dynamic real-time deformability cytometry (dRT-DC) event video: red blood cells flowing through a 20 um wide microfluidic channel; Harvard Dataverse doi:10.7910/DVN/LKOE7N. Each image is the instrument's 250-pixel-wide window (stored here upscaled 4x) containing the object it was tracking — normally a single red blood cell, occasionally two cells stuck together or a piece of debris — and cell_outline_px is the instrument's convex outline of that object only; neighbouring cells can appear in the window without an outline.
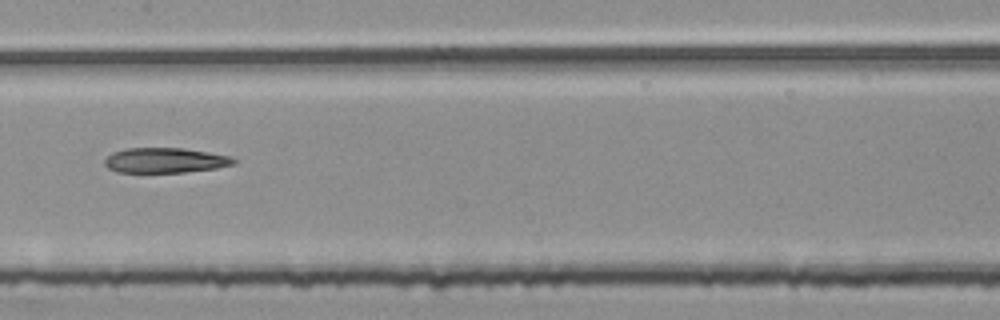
{"species": "common noctule bat (a hibernating species)", "species_latin": "Nyctalus noctula", "temperature_condition": "room temperature", "stored_images_in_passage": 55, "segment_of_instrument_passage": [2, 2], "camera_frame_rate_fps": 3000, "um_per_image_px": 0.085, "animal": {"sex": "female", "body_mass_g": 25.1}, "frame": {"image": 1, "passage_image": 27, "time_ms": 8.667, "image_size_px": [1000, 320], "cell_outline_px": [[236, 164], [216, 168], [184, 172], [116, 172], [108, 168], [104, 164], [104, 160], [112, 152], [124, 148], [184, 148], [208, 152], [228, 156], [236, 160]], "centroid_in_image_um": [14.01, 13.62], "position_along_channel_um": 193.4, "area_um2": 18.84}}
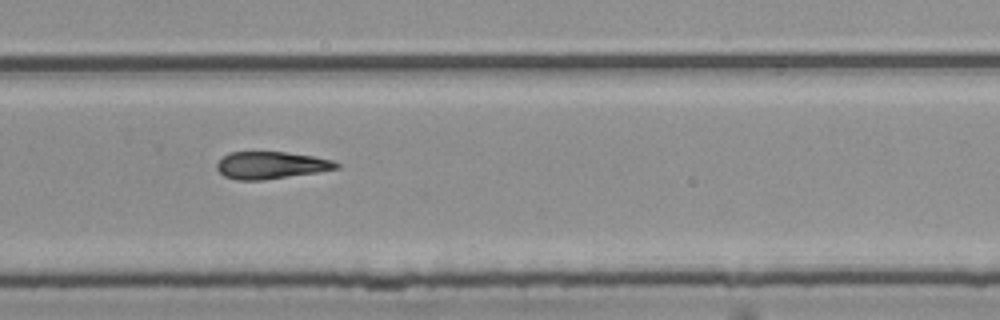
{"frame": {"image": 2, "passage_image": 36, "time_ms": 11.667, "image_size_px": [1000, 320], "cell_outline_px": [[340, 168], [316, 172], [264, 180], [236, 180], [224, 176], [216, 168], [216, 164], [228, 152], [288, 152], [312, 156], [332, 160], [340, 164]], "centroid_in_image_um": [23.02, 14.04], "position_along_channel_um": 306.8, "area_um2": 18.9}}
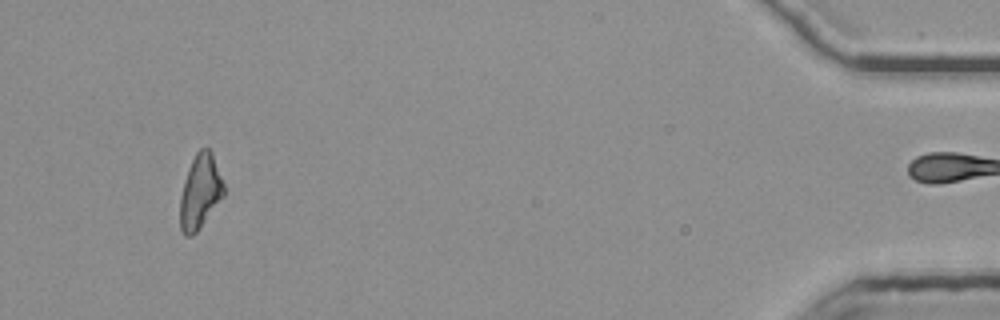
{"frame": {"image": 3, "passage_image": 51, "time_ms": 16.667, "image_size_px": [1000, 320], "cell_outline_px": [[224, 196], [196, 232], [192, 236], [184, 236], [180, 228], [180, 196], [184, 180], [188, 168], [196, 152], [200, 148], [208, 148], [212, 152], [224, 184]], "centroid_in_image_um": [17.0, 16.29], "position_along_channel_um": 418.2, "area_um2": 18.9}}